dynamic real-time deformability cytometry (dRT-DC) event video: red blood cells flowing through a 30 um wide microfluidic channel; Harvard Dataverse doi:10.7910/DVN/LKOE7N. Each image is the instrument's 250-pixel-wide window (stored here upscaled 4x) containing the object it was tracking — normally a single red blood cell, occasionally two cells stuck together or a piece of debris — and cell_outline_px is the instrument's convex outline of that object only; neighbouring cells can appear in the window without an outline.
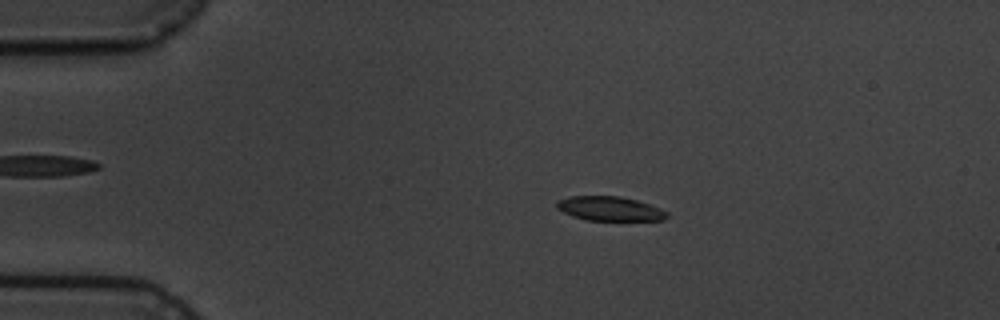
{"species": "common noctule bat (a hibernating species)", "species_latin": "Nyctalus noctula", "temperature_condition": "cold", "stored_images_in_passage": 5, "camera_frame_rate_fps": 3000, "um_per_image_px": 0.085, "animal": {"sex": "male", "body_mass_g": 19.5, "forearm_length_mm": 54.6}, "frame": {"image": 1, "passage_image": 2, "time_ms": 1.0, "image_size_px": [1000, 320], "cell_outline_px": [[668, 216], [664, 220], [584, 220], [572, 216], [556, 208], [556, 200], [568, 196], [620, 196], [652, 204], [668, 212]], "centroid_in_image_um": [51.82, 17.73], "position_along_channel_um": 33.2, "area_um2": 15.78}}
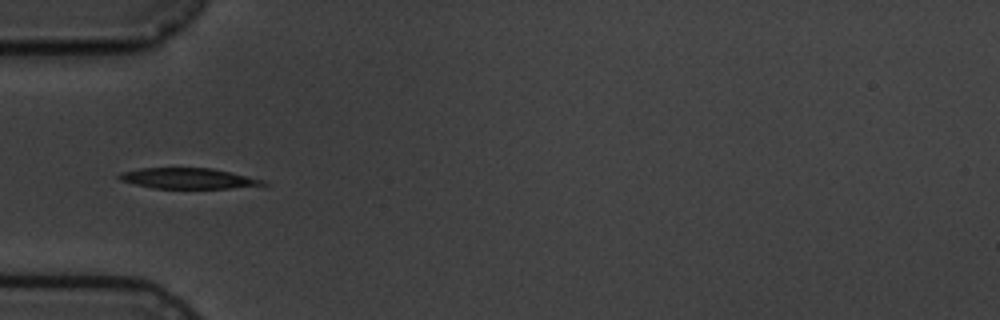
{"frame": {"image": 2, "passage_image": 4, "time_ms": 3.333, "image_size_px": [1000, 320], "cell_outline_px": [[268, 188], [152, 188], [120, 180], [116, 176], [120, 172], [140, 168], [212, 168], [248, 176], [260, 180], [268, 184]], "centroid_in_image_um": [16.09, 15.18], "position_along_channel_um": 68.9, "area_um2": 17.57}}